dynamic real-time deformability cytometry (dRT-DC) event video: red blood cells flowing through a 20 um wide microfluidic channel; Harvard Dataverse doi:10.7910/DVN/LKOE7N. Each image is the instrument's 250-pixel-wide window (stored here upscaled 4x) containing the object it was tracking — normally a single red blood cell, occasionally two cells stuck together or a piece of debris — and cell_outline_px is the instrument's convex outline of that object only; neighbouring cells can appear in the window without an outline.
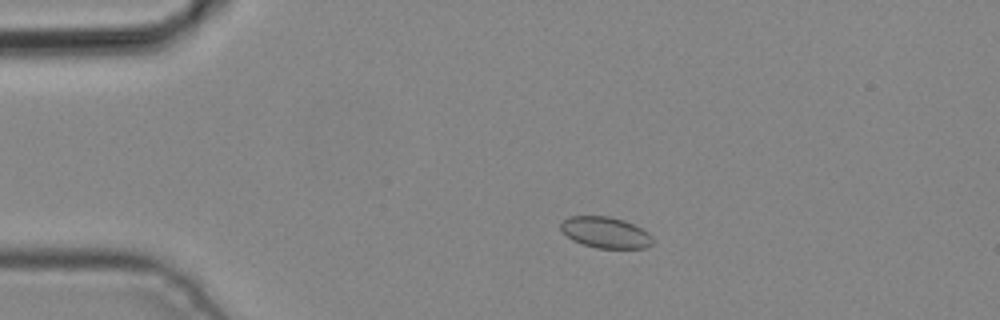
{"species": "common noctule bat (a hibernating species)", "species_latin": "Nyctalus noctula", "temperature_condition": "cold", "stored_images_in_passage": 4, "camera_frame_rate_fps": 3000, "um_per_image_px": 0.085, "animal": {"sex": "male", "body_mass_g": 19.2, "forearm_length_mm": 51.8}, "frame": {"image": 1, "passage_image": 2, "time_ms": 0.333, "image_size_px": [1000, 320], "cell_outline_px": [[652, 244], [644, 248], [596, 248], [572, 240], [560, 228], [560, 224], [568, 216], [608, 216], [624, 220], [648, 232], [652, 236]], "centroid_in_image_um": [51.46, 19.75], "position_along_channel_um": 33.5, "area_um2": 16.53}}